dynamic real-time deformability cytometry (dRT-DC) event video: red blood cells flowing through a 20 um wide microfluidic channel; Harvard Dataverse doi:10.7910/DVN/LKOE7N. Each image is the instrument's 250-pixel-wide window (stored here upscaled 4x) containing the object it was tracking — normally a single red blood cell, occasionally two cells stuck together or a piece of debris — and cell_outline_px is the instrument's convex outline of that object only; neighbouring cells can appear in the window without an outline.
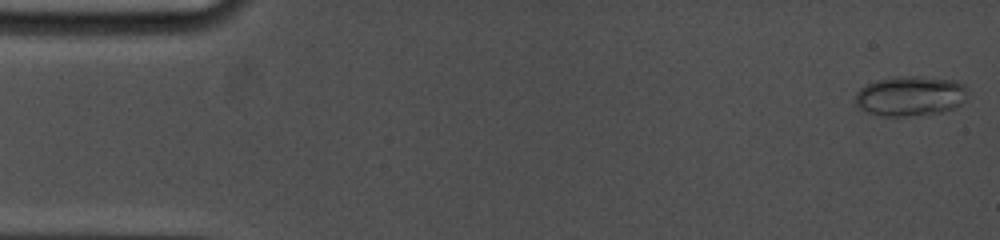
{"species": "common noctule bat (a hibernating species)", "species_latin": "Nyctalus noctula", "temperature_condition": "cold", "stored_images_in_passage": 21, "camera_frame_rate_fps": 5000, "um_per_image_px": 0.085, "animal": {"sex": "female", "body_mass_g": 19.0, "forearm_length_mm": 53.3}, "frame": {"image": 1, "passage_image": 1, "time_ms": 0.0, "image_size_px": [1000, 240], "cell_outline_px": [[968, 88], [964, 100], [956, 108], [940, 112], [904, 116], [884, 116], [868, 112], [860, 108], [856, 104], [856, 92], [860, 88], [876, 80], [896, 76], [916, 76], [956, 80], [964, 84]], "centroid_in_image_um": [77.39, 8.14], "position_along_channel_um": 7.6, "area_um2": 26.13}}
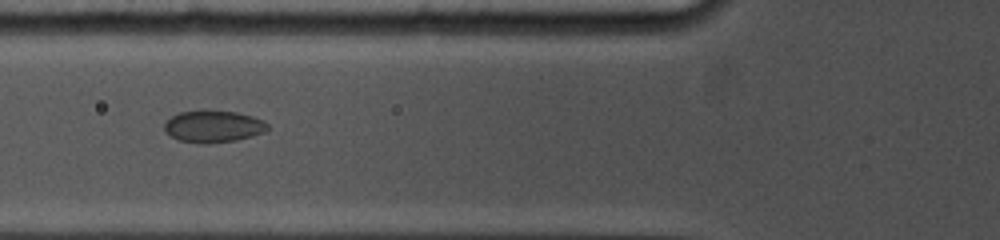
{"frame": {"image": 2, "passage_image": 12, "time_ms": 6.0, "image_size_px": [1000, 240], "cell_outline_px": [[268, 128], [264, 132], [252, 136], [236, 140], [208, 144], [204, 144], [180, 140], [164, 132], [164, 124], [172, 116], [180, 112], [236, 112], [252, 116], [264, 120], [268, 124]], "centroid_in_image_um": [18.15, 10.77], "position_along_channel_um": 107.6, "area_um2": 18.79}}
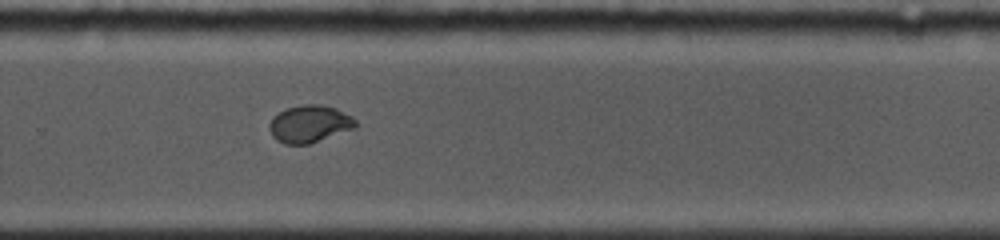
{"frame": {"image": 3, "passage_image": 21, "time_ms": 11.2, "image_size_px": [1000, 240], "cell_outline_px": [[356, 128], [308, 144], [284, 144], [276, 140], [272, 136], [268, 128], [268, 124], [272, 116], [284, 108], [304, 104], [320, 104], [336, 108], [352, 116], [356, 120]], "centroid_in_image_um": [26.28, 10.52], "position_along_channel_um": 303.5, "area_um2": 19.02}}